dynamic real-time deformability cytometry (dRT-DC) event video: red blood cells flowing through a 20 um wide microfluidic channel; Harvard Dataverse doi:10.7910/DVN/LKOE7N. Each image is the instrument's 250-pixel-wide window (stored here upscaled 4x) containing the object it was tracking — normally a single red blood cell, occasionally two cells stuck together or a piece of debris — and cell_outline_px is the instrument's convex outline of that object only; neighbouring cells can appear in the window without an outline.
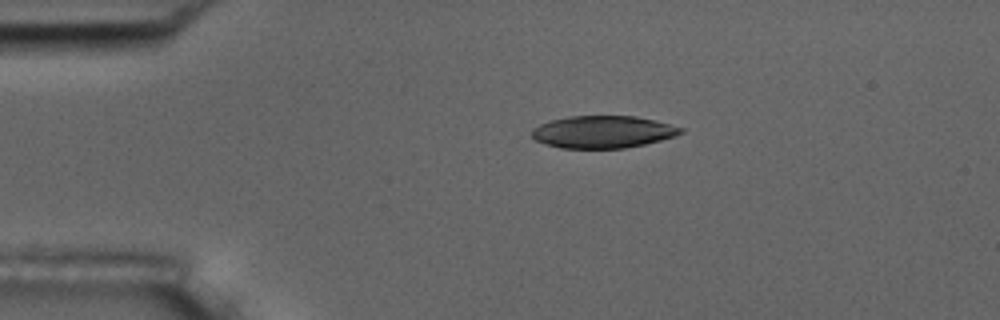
{"species": "common noctule bat (a hibernating species)", "species_latin": "Nyctalus noctula", "temperature_condition": "room temperature", "stored_images_in_passage": 3, "camera_frame_rate_fps": 3000, "um_per_image_px": 0.085, "animal": {"sex": "male", "body_mass_g": 17.5, "forearm_length_mm": 52.3}, "frame": {"image": 1, "passage_image": 3, "time_ms": 2.333, "image_size_px": [1000, 320], "cell_outline_px": [[684, 132], [676, 136], [644, 144], [624, 148], [560, 148], [544, 144], [536, 140], [532, 136], [532, 128], [540, 124], [552, 120], [568, 116], [636, 116], [684, 128]], "centroid_in_image_um": [51.23, 11.21], "position_along_channel_um": 33.8, "area_um2": 27.92}}